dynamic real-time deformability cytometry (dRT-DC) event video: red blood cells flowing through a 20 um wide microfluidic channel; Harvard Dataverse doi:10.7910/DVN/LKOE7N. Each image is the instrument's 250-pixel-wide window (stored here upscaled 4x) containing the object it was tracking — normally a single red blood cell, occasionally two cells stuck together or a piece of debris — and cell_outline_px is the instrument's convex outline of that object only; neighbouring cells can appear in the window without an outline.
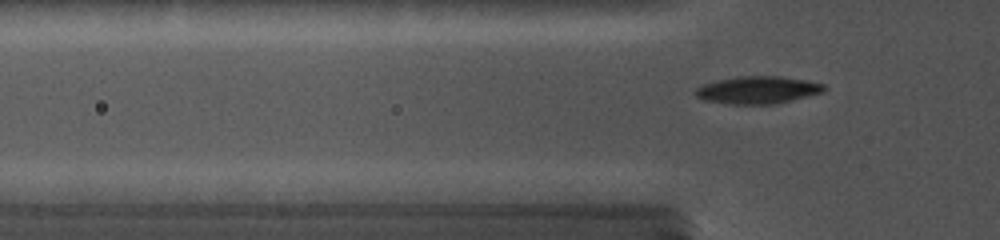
{"species": "common noctule bat (a hibernating species)", "species_latin": "Nyctalus noctula", "temperature_condition": "cold", "stored_images_in_passage": 52, "camera_frame_rate_fps": 5000, "um_per_image_px": 0.085, "animal": {"sex": "female", "body_mass_g": 19.0, "forearm_length_mm": 56.7}, "frame": {"image": 1, "passage_image": 4, "time_ms": 0.8, "image_size_px": [1000, 240], "cell_outline_px": [[824, 88], [820, 92], [772, 104], [732, 104], [708, 100], [696, 96], [696, 88], [704, 84], [716, 80], [736, 76], [780, 76], [804, 80], [824, 84]], "centroid_in_image_um": [64.35, 7.63], "position_along_channel_um": 61.5, "area_um2": 19.94}}
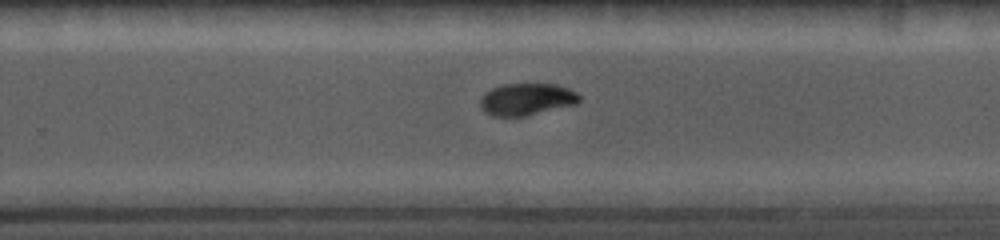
{"frame": {"image": 2, "passage_image": 28, "time_ms": 6.6, "image_size_px": [1000, 240], "cell_outline_px": [[580, 100], [576, 104], [528, 116], [492, 116], [484, 112], [480, 108], [480, 100], [492, 88], [504, 84], [556, 84], [568, 88], [576, 92], [580, 96]], "centroid_in_image_um": [44.78, 8.45], "position_along_channel_um": 285.0, "area_um2": 18.5}}
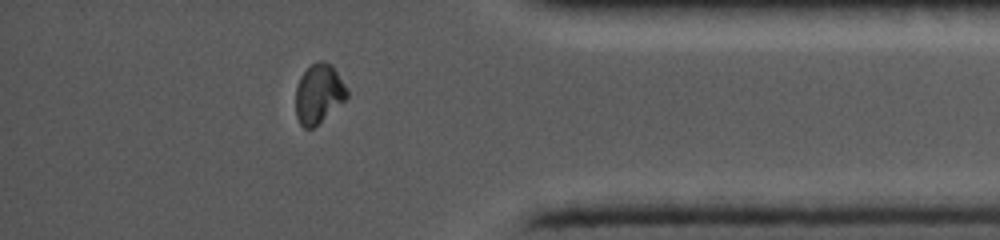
{"frame": {"image": 3, "passage_image": 43, "time_ms": 10.0, "image_size_px": [1000, 240], "cell_outline_px": [[348, 96], [344, 100], [312, 128], [304, 128], [300, 124], [296, 116], [296, 88], [300, 76], [312, 64], [320, 60], [324, 60], [332, 64], [348, 92]], "centroid_in_image_um": [27.07, 7.94], "position_along_channel_um": 408.1, "area_um2": 17.34}}